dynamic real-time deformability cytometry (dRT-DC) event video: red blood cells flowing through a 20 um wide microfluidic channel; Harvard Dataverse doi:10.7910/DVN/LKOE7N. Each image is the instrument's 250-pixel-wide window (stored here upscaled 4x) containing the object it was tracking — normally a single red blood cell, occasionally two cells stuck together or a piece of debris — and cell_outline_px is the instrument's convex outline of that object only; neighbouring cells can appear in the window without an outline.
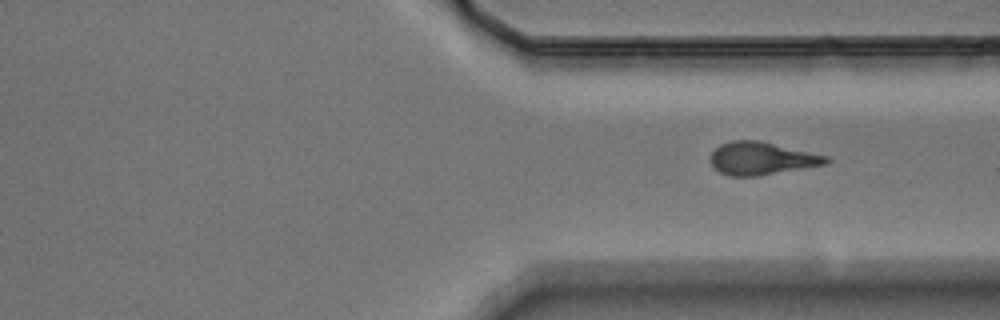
{"species": "Egyptian fruit bat (a non-hibernating species)", "species_latin": "Rousettus aegyptiacus", "temperature_condition": "warm", "stored_images_in_passage": 44, "camera_frame_rate_fps": 3000, "um_per_image_px": 0.085, "animal": {"sex": "male"}, "frame": {"image": 1, "passage_image": 44, "time_ms": 14.333, "image_size_px": [1000, 320], "cell_outline_px": [[832, 160], [828, 164], [756, 176], [728, 176], [720, 172], [712, 164], [712, 152], [720, 144], [732, 140], [760, 140], [832, 156]], "centroid_in_image_um": [64.83, 13.45], "position_along_channel_um": 346.6, "area_um2": 22.31}}